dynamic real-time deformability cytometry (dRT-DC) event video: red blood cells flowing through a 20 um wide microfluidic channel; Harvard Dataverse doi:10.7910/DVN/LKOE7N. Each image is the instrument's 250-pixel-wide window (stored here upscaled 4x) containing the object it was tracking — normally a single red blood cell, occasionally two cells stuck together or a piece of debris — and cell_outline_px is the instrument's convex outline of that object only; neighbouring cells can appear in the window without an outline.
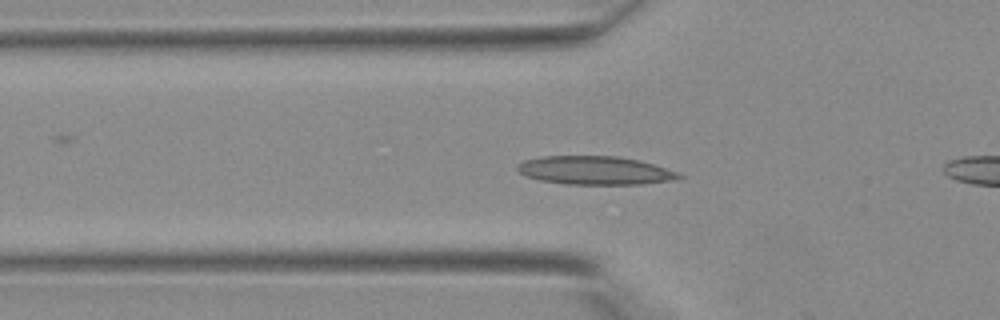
{"species": "Egyptian fruit bat (a non-hibernating species)", "species_latin": "Rousettus aegyptiacus", "temperature_condition": "warm", "stored_images_in_passage": 42, "camera_frame_rate_fps": 3000, "um_per_image_px": 0.085, "animal": {"sex": "female"}, "frame": {"image": 1, "passage_image": 14, "time_ms": 4.333, "image_size_px": [1000, 320], "cell_outline_px": [[684, 176], [676, 180], [640, 184], [568, 184], [540, 180], [524, 176], [516, 168], [524, 160], [544, 156], [616, 156], [636, 160], [652, 164], [676, 172]], "centroid_in_image_um": [50.55, 14.49], "position_along_channel_um": 75.2, "area_um2": 26.47}}
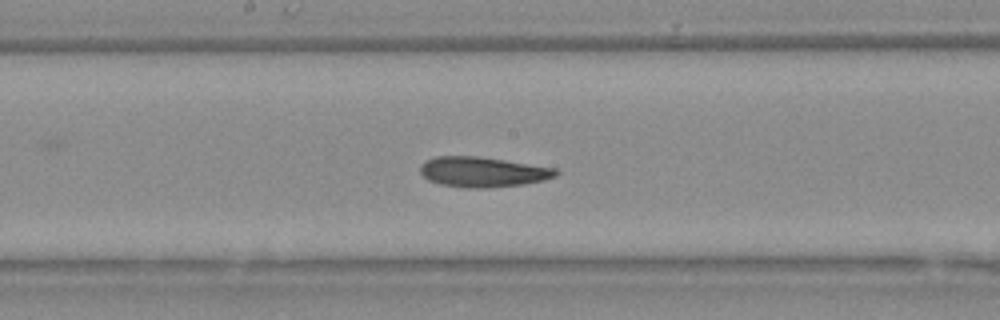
{"frame": {"image": 2, "passage_image": 22, "time_ms": 7.0, "image_size_px": [1000, 320], "cell_outline_px": [[560, 172], [556, 176], [544, 180], [524, 184], [484, 188], [464, 188], [440, 184], [428, 180], [420, 172], [420, 164], [424, 160], [436, 156], [476, 156], [504, 160], [556, 168]], "centroid_in_image_um": [41.01, 14.61], "position_along_channel_um": 207.2, "area_um2": 23.93}}
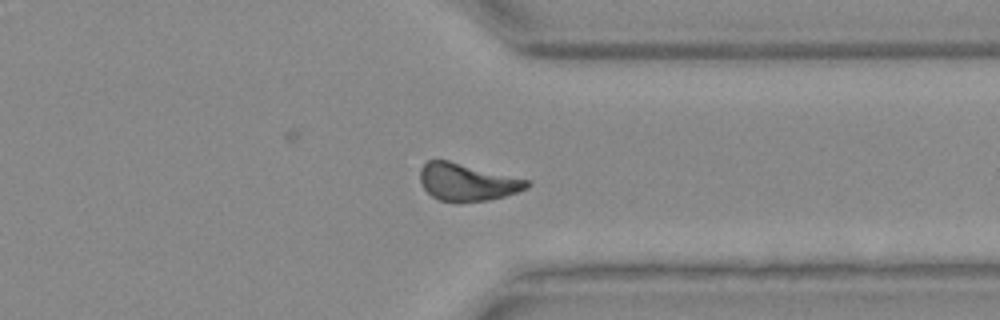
{"frame": {"image": 3, "passage_image": 32, "time_ms": 10.333, "image_size_px": [1000, 320], "cell_outline_px": [[532, 184], [528, 188], [504, 196], [488, 200], [440, 200], [432, 196], [424, 188], [420, 180], [420, 168], [428, 160], [448, 160], [532, 180]], "centroid_in_image_um": [39.76, 15.44], "position_along_channel_um": 371.6, "area_um2": 23.0}}